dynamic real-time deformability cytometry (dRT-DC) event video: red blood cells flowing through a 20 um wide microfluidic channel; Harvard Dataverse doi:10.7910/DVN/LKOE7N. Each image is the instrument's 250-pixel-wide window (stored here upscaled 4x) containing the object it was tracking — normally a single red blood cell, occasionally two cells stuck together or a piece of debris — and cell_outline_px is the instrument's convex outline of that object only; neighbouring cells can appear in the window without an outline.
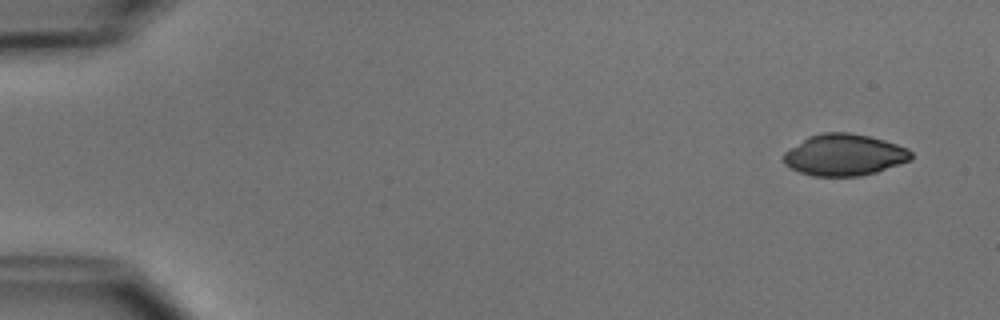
{"species": "common noctule bat (a hibernating species)", "species_latin": "Nyctalus noctula", "temperature_condition": "cold", "stored_images_in_passage": 6, "camera_frame_rate_fps": 3000, "um_per_image_px": 0.085, "animal": {"sex": "male", "body_mass_g": 15.6}, "frame": {"image": 1, "passage_image": 1, "time_ms": 0.0, "image_size_px": [1000, 320], "cell_outline_px": [[912, 160], [876, 172], [860, 176], [812, 176], [800, 172], [784, 164], [784, 152], [808, 136], [820, 132], [848, 132], [868, 136], [884, 140], [908, 148], [912, 152]], "centroid_in_image_um": [71.77, 13.16], "position_along_channel_um": 13.2, "area_um2": 30.92}}
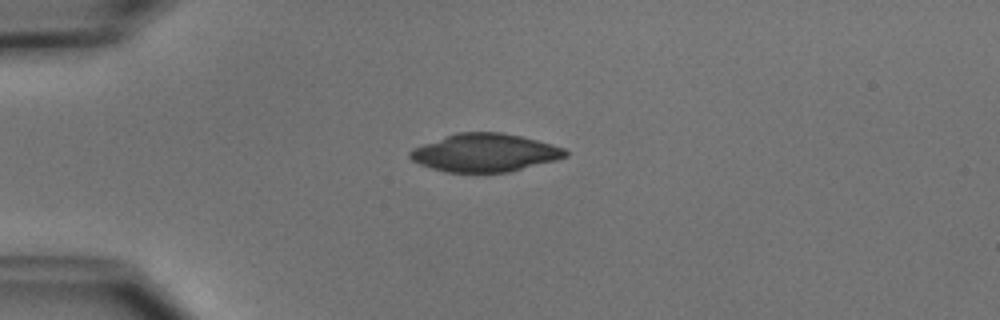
{"frame": {"image": 2, "passage_image": 3, "time_ms": 3.333, "image_size_px": [1000, 320], "cell_outline_px": [[568, 156], [556, 160], [508, 172], [444, 172], [420, 164], [412, 160], [408, 156], [408, 152], [412, 148], [444, 136], [456, 132], [500, 132], [520, 136], [552, 144], [564, 148], [568, 152]], "centroid_in_image_um": [41.19, 12.98], "position_along_channel_um": 43.8, "area_um2": 34.39}}